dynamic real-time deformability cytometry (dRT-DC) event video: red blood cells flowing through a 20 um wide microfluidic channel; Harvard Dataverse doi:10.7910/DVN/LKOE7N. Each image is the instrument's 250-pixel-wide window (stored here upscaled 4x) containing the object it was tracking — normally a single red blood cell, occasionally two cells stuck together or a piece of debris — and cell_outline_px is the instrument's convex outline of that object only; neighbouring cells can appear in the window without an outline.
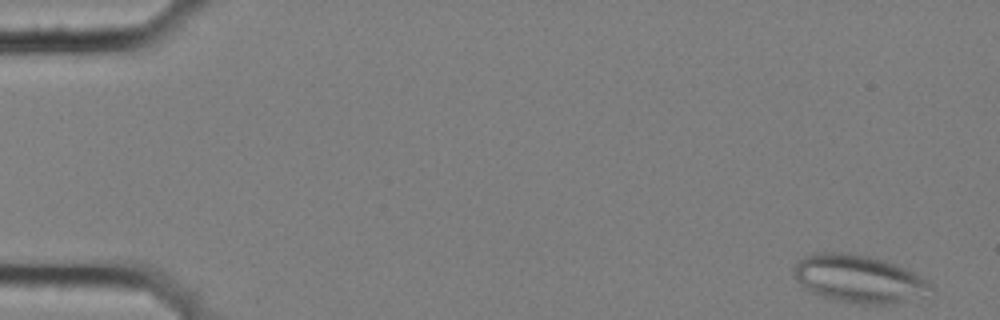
{"species": "common noctule bat (a hibernating species)", "species_latin": "Nyctalus noctula", "temperature_condition": "cold", "stored_images_in_passage": 5, "camera_frame_rate_fps": 3000, "um_per_image_px": 0.085, "animal": {"sex": "female", "body_mass_g": 25.1}, "frame": {"image": 1, "passage_image": 1, "time_ms": 0.0, "image_size_px": [1000, 320], "cell_outline_px": [[932, 288], [904, 300], [888, 304], [856, 304], [836, 300], [812, 292], [804, 288], [792, 276], [792, 268], [804, 256], [816, 252], [848, 252], [868, 256], [896, 264], [928, 280], [932, 284]], "centroid_in_image_um": [72.89, 23.67], "position_along_channel_um": 12.1, "area_um2": 37.51}}